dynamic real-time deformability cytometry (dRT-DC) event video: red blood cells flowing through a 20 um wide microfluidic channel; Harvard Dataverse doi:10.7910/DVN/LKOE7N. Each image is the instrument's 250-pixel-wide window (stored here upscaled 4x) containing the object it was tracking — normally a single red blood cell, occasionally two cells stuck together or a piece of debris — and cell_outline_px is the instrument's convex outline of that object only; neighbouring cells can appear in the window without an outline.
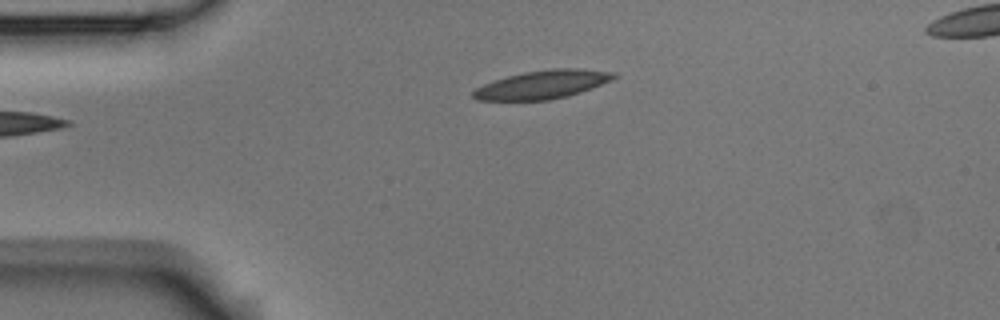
{"species": "Egyptian fruit bat (a non-hibernating species)", "species_latin": "Rousettus aegyptiacus", "temperature_condition": "room temperature", "stored_images_in_passage": 2, "camera_frame_rate_fps": 3000, "um_per_image_px": 0.085, "animal": {"sex": "male"}, "frame": {"image": 1, "passage_image": 2, "time_ms": 1.333, "image_size_px": [1000, 320], "cell_outline_px": [[620, 76], [592, 88], [568, 96], [548, 100], [476, 100], [472, 96], [472, 92], [476, 88], [484, 84], [508, 76], [524, 72], [552, 68], [576, 68], [616, 72]], "centroid_in_image_um": [46.15, 7.18], "position_along_channel_um": 38.9, "area_um2": 23.24}}